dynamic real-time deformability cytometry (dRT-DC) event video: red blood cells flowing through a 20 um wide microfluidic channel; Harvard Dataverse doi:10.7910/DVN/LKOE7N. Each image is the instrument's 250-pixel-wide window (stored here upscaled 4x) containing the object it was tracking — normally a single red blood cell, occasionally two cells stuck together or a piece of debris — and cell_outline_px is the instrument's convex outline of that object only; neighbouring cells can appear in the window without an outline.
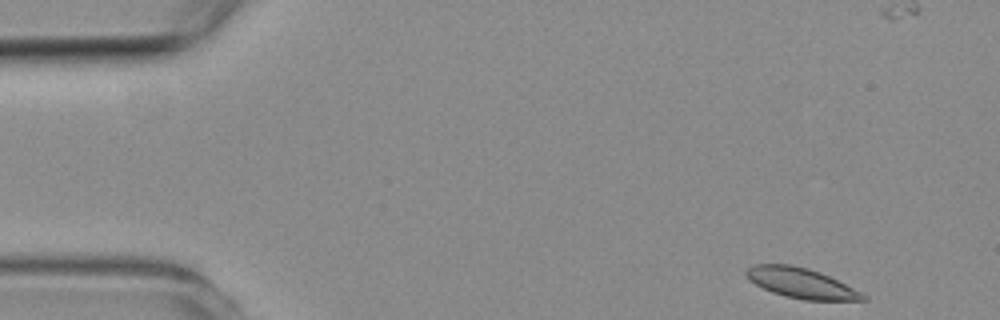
{"species": "common noctule bat (a hibernating species)", "species_latin": "Nyctalus noctula", "temperature_condition": "room temperature", "stored_images_in_passage": 4, "segment_of_instrument_passage": [1, 2], "camera_frame_rate_fps": 3000, "um_per_image_px": 0.085, "animal": {"sex": "female", "body_mass_g": 19.3, "forearm_length_mm": 54.1}, "frame": {"image": 1, "passage_image": 1, "time_ms": 0.0, "image_size_px": [1000, 320], "cell_outline_px": [[868, 300], [804, 300], [784, 296], [772, 292], [748, 280], [744, 276], [744, 272], [752, 264], [792, 264], [808, 268], [820, 272], [868, 296]], "centroid_in_image_um": [68.04, 24.05], "position_along_channel_um": 17.0, "area_um2": 20.46}}